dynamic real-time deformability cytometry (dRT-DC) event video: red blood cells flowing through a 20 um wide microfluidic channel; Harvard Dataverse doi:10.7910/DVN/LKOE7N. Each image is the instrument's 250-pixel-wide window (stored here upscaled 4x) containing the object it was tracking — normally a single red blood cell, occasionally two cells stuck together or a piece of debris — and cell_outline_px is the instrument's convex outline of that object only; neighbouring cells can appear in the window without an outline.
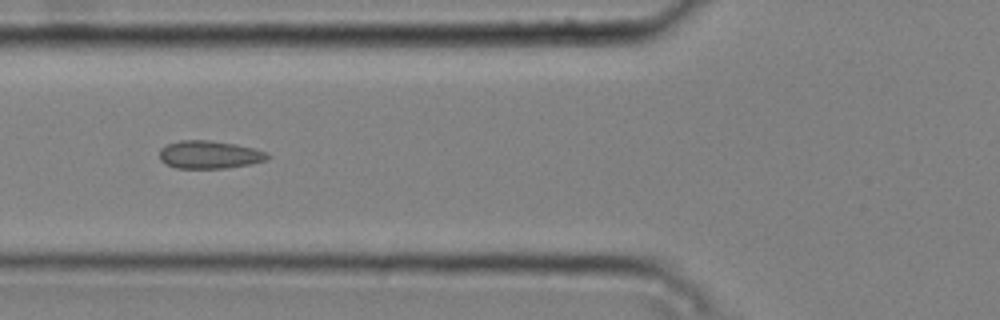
{"species": "common noctule bat (a hibernating species)", "species_latin": "Nyctalus noctula", "temperature_condition": "cold", "stored_images_in_passage": 8, "camera_frame_rate_fps": 3000, "um_per_image_px": 0.085, "animal": {"sex": "male", "body_mass_g": 20.4}, "frame": {"image": 1, "passage_image": 6, "time_ms": 1.667, "image_size_px": [1000, 320], "cell_outline_px": [[268, 160], [248, 164], [224, 168], [176, 168], [160, 160], [160, 148], [168, 144], [180, 140], [208, 140], [236, 144], [268, 152]], "centroid_in_image_um": [17.79, 13.14], "position_along_channel_um": 108.0, "area_um2": 17.4}}
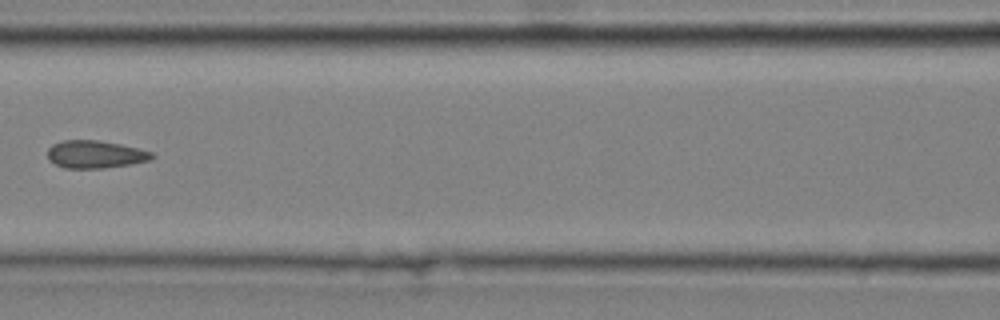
{"frame": {"image": 2, "passage_image": 7, "time_ms": 2.0, "image_size_px": [1000, 320], "cell_outline_px": [[156, 156], [148, 160], [132, 164], [104, 168], [64, 168], [48, 160], [48, 148], [52, 144], [64, 140], [96, 140], [120, 144], [152, 152]], "centroid_in_image_um": [8.08, 13.12], "position_along_channel_um": 158.5, "area_um2": 16.76}}
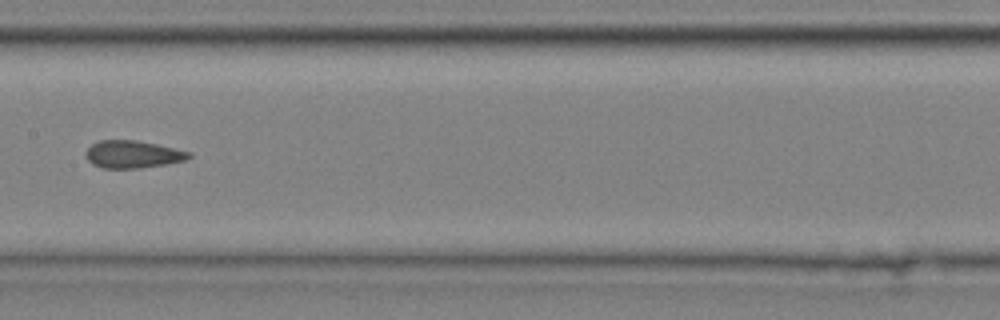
{"frame": {"image": 3, "passage_image": 8, "time_ms": 2.333, "image_size_px": [1000, 320], "cell_outline_px": [[192, 156], [184, 160], [164, 164], [136, 168], [104, 168], [92, 164], [84, 156], [84, 152], [92, 144], [100, 140], [136, 140], [156, 144], [192, 152]], "centroid_in_image_um": [11.25, 13.11], "position_along_channel_um": 196.2, "area_um2": 16.42}}